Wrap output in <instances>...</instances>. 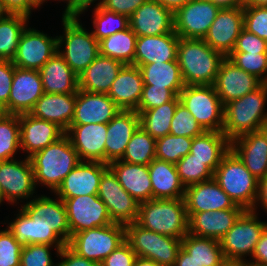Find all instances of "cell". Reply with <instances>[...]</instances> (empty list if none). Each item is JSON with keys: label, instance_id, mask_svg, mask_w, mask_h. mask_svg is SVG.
Segmentation results:
<instances>
[{"label": "cell", "instance_id": "obj_48", "mask_svg": "<svg viewBox=\"0 0 267 266\" xmlns=\"http://www.w3.org/2000/svg\"><path fill=\"white\" fill-rule=\"evenodd\" d=\"M203 132V128L198 124L196 119L188 109L179 102L175 109L173 119L171 120L169 134L194 138L195 136L201 135Z\"/></svg>", "mask_w": 267, "mask_h": 266}, {"label": "cell", "instance_id": "obj_25", "mask_svg": "<svg viewBox=\"0 0 267 266\" xmlns=\"http://www.w3.org/2000/svg\"><path fill=\"white\" fill-rule=\"evenodd\" d=\"M183 199L187 213L224 210L236 206L214 178L186 187Z\"/></svg>", "mask_w": 267, "mask_h": 266}, {"label": "cell", "instance_id": "obj_40", "mask_svg": "<svg viewBox=\"0 0 267 266\" xmlns=\"http://www.w3.org/2000/svg\"><path fill=\"white\" fill-rule=\"evenodd\" d=\"M137 35L130 27L99 41V54L134 65Z\"/></svg>", "mask_w": 267, "mask_h": 266}, {"label": "cell", "instance_id": "obj_65", "mask_svg": "<svg viewBox=\"0 0 267 266\" xmlns=\"http://www.w3.org/2000/svg\"><path fill=\"white\" fill-rule=\"evenodd\" d=\"M157 3L161 4L165 8L170 9L173 13L182 7L185 3H187L190 0H153Z\"/></svg>", "mask_w": 267, "mask_h": 266}, {"label": "cell", "instance_id": "obj_23", "mask_svg": "<svg viewBox=\"0 0 267 266\" xmlns=\"http://www.w3.org/2000/svg\"><path fill=\"white\" fill-rule=\"evenodd\" d=\"M120 110L107 94L78 89L71 125L108 123Z\"/></svg>", "mask_w": 267, "mask_h": 266}, {"label": "cell", "instance_id": "obj_49", "mask_svg": "<svg viewBox=\"0 0 267 266\" xmlns=\"http://www.w3.org/2000/svg\"><path fill=\"white\" fill-rule=\"evenodd\" d=\"M227 58L240 69L267 84V54L230 53Z\"/></svg>", "mask_w": 267, "mask_h": 266}, {"label": "cell", "instance_id": "obj_30", "mask_svg": "<svg viewBox=\"0 0 267 266\" xmlns=\"http://www.w3.org/2000/svg\"><path fill=\"white\" fill-rule=\"evenodd\" d=\"M108 166L116 175L123 189L137 202L142 203L153 199L148 165L115 160L110 162Z\"/></svg>", "mask_w": 267, "mask_h": 266}, {"label": "cell", "instance_id": "obj_1", "mask_svg": "<svg viewBox=\"0 0 267 266\" xmlns=\"http://www.w3.org/2000/svg\"><path fill=\"white\" fill-rule=\"evenodd\" d=\"M224 58L203 39H179L177 62L185 85H213Z\"/></svg>", "mask_w": 267, "mask_h": 266}, {"label": "cell", "instance_id": "obj_14", "mask_svg": "<svg viewBox=\"0 0 267 266\" xmlns=\"http://www.w3.org/2000/svg\"><path fill=\"white\" fill-rule=\"evenodd\" d=\"M58 52L57 36L50 37L34 28H25L12 63L20 69L40 70Z\"/></svg>", "mask_w": 267, "mask_h": 266}, {"label": "cell", "instance_id": "obj_24", "mask_svg": "<svg viewBox=\"0 0 267 266\" xmlns=\"http://www.w3.org/2000/svg\"><path fill=\"white\" fill-rule=\"evenodd\" d=\"M20 146L27 157L46 148L51 143L61 138L65 131L56 123L42 120L29 113L19 115Z\"/></svg>", "mask_w": 267, "mask_h": 266}, {"label": "cell", "instance_id": "obj_41", "mask_svg": "<svg viewBox=\"0 0 267 266\" xmlns=\"http://www.w3.org/2000/svg\"><path fill=\"white\" fill-rule=\"evenodd\" d=\"M179 102V96H175L171 101L159 107L146 111H136L140 117V126L154 139L169 134L171 120Z\"/></svg>", "mask_w": 267, "mask_h": 266}, {"label": "cell", "instance_id": "obj_51", "mask_svg": "<svg viewBox=\"0 0 267 266\" xmlns=\"http://www.w3.org/2000/svg\"><path fill=\"white\" fill-rule=\"evenodd\" d=\"M22 246L5 228L0 231V266H20Z\"/></svg>", "mask_w": 267, "mask_h": 266}, {"label": "cell", "instance_id": "obj_22", "mask_svg": "<svg viewBox=\"0 0 267 266\" xmlns=\"http://www.w3.org/2000/svg\"><path fill=\"white\" fill-rule=\"evenodd\" d=\"M174 13L153 0H147L129 17V27L137 35L157 36L174 30Z\"/></svg>", "mask_w": 267, "mask_h": 266}, {"label": "cell", "instance_id": "obj_58", "mask_svg": "<svg viewBox=\"0 0 267 266\" xmlns=\"http://www.w3.org/2000/svg\"><path fill=\"white\" fill-rule=\"evenodd\" d=\"M58 256L63 260L60 263H57V266H100L97 262L79 256L67 245L62 247Z\"/></svg>", "mask_w": 267, "mask_h": 266}, {"label": "cell", "instance_id": "obj_2", "mask_svg": "<svg viewBox=\"0 0 267 266\" xmlns=\"http://www.w3.org/2000/svg\"><path fill=\"white\" fill-rule=\"evenodd\" d=\"M267 101V84L245 96L224 105L223 133L231 142L239 136L261 130L267 118L265 104Z\"/></svg>", "mask_w": 267, "mask_h": 266}, {"label": "cell", "instance_id": "obj_64", "mask_svg": "<svg viewBox=\"0 0 267 266\" xmlns=\"http://www.w3.org/2000/svg\"><path fill=\"white\" fill-rule=\"evenodd\" d=\"M220 9L244 7L245 0H210Z\"/></svg>", "mask_w": 267, "mask_h": 266}, {"label": "cell", "instance_id": "obj_5", "mask_svg": "<svg viewBox=\"0 0 267 266\" xmlns=\"http://www.w3.org/2000/svg\"><path fill=\"white\" fill-rule=\"evenodd\" d=\"M213 178L236 205L244 210L254 208L258 179L231 149L222 157Z\"/></svg>", "mask_w": 267, "mask_h": 266}, {"label": "cell", "instance_id": "obj_52", "mask_svg": "<svg viewBox=\"0 0 267 266\" xmlns=\"http://www.w3.org/2000/svg\"><path fill=\"white\" fill-rule=\"evenodd\" d=\"M51 245L29 244L22 247L20 266H57L54 265L51 253Z\"/></svg>", "mask_w": 267, "mask_h": 266}, {"label": "cell", "instance_id": "obj_21", "mask_svg": "<svg viewBox=\"0 0 267 266\" xmlns=\"http://www.w3.org/2000/svg\"><path fill=\"white\" fill-rule=\"evenodd\" d=\"M65 134L77 151L80 161L105 163L107 123L70 125Z\"/></svg>", "mask_w": 267, "mask_h": 266}, {"label": "cell", "instance_id": "obj_61", "mask_svg": "<svg viewBox=\"0 0 267 266\" xmlns=\"http://www.w3.org/2000/svg\"><path fill=\"white\" fill-rule=\"evenodd\" d=\"M97 0H77L66 12L63 13L62 16L69 18H79L80 14L85 12L87 8ZM105 0H100L98 4H96L95 8L102 7Z\"/></svg>", "mask_w": 267, "mask_h": 266}, {"label": "cell", "instance_id": "obj_20", "mask_svg": "<svg viewBox=\"0 0 267 266\" xmlns=\"http://www.w3.org/2000/svg\"><path fill=\"white\" fill-rule=\"evenodd\" d=\"M243 29V7L220 9L204 41L227 57Z\"/></svg>", "mask_w": 267, "mask_h": 266}, {"label": "cell", "instance_id": "obj_19", "mask_svg": "<svg viewBox=\"0 0 267 266\" xmlns=\"http://www.w3.org/2000/svg\"><path fill=\"white\" fill-rule=\"evenodd\" d=\"M108 168L102 162L80 161L54 193L58 198L98 195L101 176Z\"/></svg>", "mask_w": 267, "mask_h": 266}, {"label": "cell", "instance_id": "obj_71", "mask_svg": "<svg viewBox=\"0 0 267 266\" xmlns=\"http://www.w3.org/2000/svg\"><path fill=\"white\" fill-rule=\"evenodd\" d=\"M261 130L263 131V133L266 135L267 137V118L266 120L263 122V125L261 127Z\"/></svg>", "mask_w": 267, "mask_h": 266}, {"label": "cell", "instance_id": "obj_29", "mask_svg": "<svg viewBox=\"0 0 267 266\" xmlns=\"http://www.w3.org/2000/svg\"><path fill=\"white\" fill-rule=\"evenodd\" d=\"M179 39L174 30L157 36L137 37L134 66L177 61Z\"/></svg>", "mask_w": 267, "mask_h": 266}, {"label": "cell", "instance_id": "obj_11", "mask_svg": "<svg viewBox=\"0 0 267 266\" xmlns=\"http://www.w3.org/2000/svg\"><path fill=\"white\" fill-rule=\"evenodd\" d=\"M219 10L210 0H190L174 12V31L180 38L204 39Z\"/></svg>", "mask_w": 267, "mask_h": 266}, {"label": "cell", "instance_id": "obj_38", "mask_svg": "<svg viewBox=\"0 0 267 266\" xmlns=\"http://www.w3.org/2000/svg\"><path fill=\"white\" fill-rule=\"evenodd\" d=\"M139 69L144 85L170 89L176 96L185 86L177 61L145 64Z\"/></svg>", "mask_w": 267, "mask_h": 266}, {"label": "cell", "instance_id": "obj_10", "mask_svg": "<svg viewBox=\"0 0 267 266\" xmlns=\"http://www.w3.org/2000/svg\"><path fill=\"white\" fill-rule=\"evenodd\" d=\"M253 210H244L228 232L219 240L226 260H242L252 256L261 233L267 227L266 222L258 220Z\"/></svg>", "mask_w": 267, "mask_h": 266}, {"label": "cell", "instance_id": "obj_37", "mask_svg": "<svg viewBox=\"0 0 267 266\" xmlns=\"http://www.w3.org/2000/svg\"><path fill=\"white\" fill-rule=\"evenodd\" d=\"M230 150V141L223 132L204 131L192 140L190 152L194 158L205 161L215 172L222 157Z\"/></svg>", "mask_w": 267, "mask_h": 266}, {"label": "cell", "instance_id": "obj_27", "mask_svg": "<svg viewBox=\"0 0 267 266\" xmlns=\"http://www.w3.org/2000/svg\"><path fill=\"white\" fill-rule=\"evenodd\" d=\"M244 209L236 205L231 209L205 211L200 213H187L188 233L199 237L220 240Z\"/></svg>", "mask_w": 267, "mask_h": 266}, {"label": "cell", "instance_id": "obj_60", "mask_svg": "<svg viewBox=\"0 0 267 266\" xmlns=\"http://www.w3.org/2000/svg\"><path fill=\"white\" fill-rule=\"evenodd\" d=\"M251 258H253L255 261L250 260L248 262L249 264L267 265V227L261 233Z\"/></svg>", "mask_w": 267, "mask_h": 266}, {"label": "cell", "instance_id": "obj_15", "mask_svg": "<svg viewBox=\"0 0 267 266\" xmlns=\"http://www.w3.org/2000/svg\"><path fill=\"white\" fill-rule=\"evenodd\" d=\"M36 189L33 166L30 158L18 161L15 158L0 161V190L3 201L14 203L32 198Z\"/></svg>", "mask_w": 267, "mask_h": 266}, {"label": "cell", "instance_id": "obj_54", "mask_svg": "<svg viewBox=\"0 0 267 266\" xmlns=\"http://www.w3.org/2000/svg\"><path fill=\"white\" fill-rule=\"evenodd\" d=\"M231 53L267 54V42L243 28Z\"/></svg>", "mask_w": 267, "mask_h": 266}, {"label": "cell", "instance_id": "obj_34", "mask_svg": "<svg viewBox=\"0 0 267 266\" xmlns=\"http://www.w3.org/2000/svg\"><path fill=\"white\" fill-rule=\"evenodd\" d=\"M124 64L99 54L79 76V90L108 94Z\"/></svg>", "mask_w": 267, "mask_h": 266}, {"label": "cell", "instance_id": "obj_12", "mask_svg": "<svg viewBox=\"0 0 267 266\" xmlns=\"http://www.w3.org/2000/svg\"><path fill=\"white\" fill-rule=\"evenodd\" d=\"M98 197L113 223L127 225L137 221L140 203L123 189L110 168L101 176Z\"/></svg>", "mask_w": 267, "mask_h": 266}, {"label": "cell", "instance_id": "obj_6", "mask_svg": "<svg viewBox=\"0 0 267 266\" xmlns=\"http://www.w3.org/2000/svg\"><path fill=\"white\" fill-rule=\"evenodd\" d=\"M62 23L64 33L57 36L58 53L79 77L99 55V42L82 27L78 18L62 16Z\"/></svg>", "mask_w": 267, "mask_h": 266}, {"label": "cell", "instance_id": "obj_42", "mask_svg": "<svg viewBox=\"0 0 267 266\" xmlns=\"http://www.w3.org/2000/svg\"><path fill=\"white\" fill-rule=\"evenodd\" d=\"M28 19L19 14H8L0 19V60H13Z\"/></svg>", "mask_w": 267, "mask_h": 266}, {"label": "cell", "instance_id": "obj_75", "mask_svg": "<svg viewBox=\"0 0 267 266\" xmlns=\"http://www.w3.org/2000/svg\"><path fill=\"white\" fill-rule=\"evenodd\" d=\"M3 114H4V111H3V109H2L1 106H0V117H1Z\"/></svg>", "mask_w": 267, "mask_h": 266}, {"label": "cell", "instance_id": "obj_72", "mask_svg": "<svg viewBox=\"0 0 267 266\" xmlns=\"http://www.w3.org/2000/svg\"><path fill=\"white\" fill-rule=\"evenodd\" d=\"M38 7L45 2V0H32Z\"/></svg>", "mask_w": 267, "mask_h": 266}, {"label": "cell", "instance_id": "obj_3", "mask_svg": "<svg viewBox=\"0 0 267 266\" xmlns=\"http://www.w3.org/2000/svg\"><path fill=\"white\" fill-rule=\"evenodd\" d=\"M29 158L36 185L43 184L53 192L80 162L77 151L66 134Z\"/></svg>", "mask_w": 267, "mask_h": 266}, {"label": "cell", "instance_id": "obj_16", "mask_svg": "<svg viewBox=\"0 0 267 266\" xmlns=\"http://www.w3.org/2000/svg\"><path fill=\"white\" fill-rule=\"evenodd\" d=\"M7 229L22 246L29 244L55 245L57 255L66 244L48 227L42 217L34 214L26 205H21L16 219L9 223Z\"/></svg>", "mask_w": 267, "mask_h": 266}, {"label": "cell", "instance_id": "obj_32", "mask_svg": "<svg viewBox=\"0 0 267 266\" xmlns=\"http://www.w3.org/2000/svg\"><path fill=\"white\" fill-rule=\"evenodd\" d=\"M44 93L76 94L79 77L56 52L39 70Z\"/></svg>", "mask_w": 267, "mask_h": 266}, {"label": "cell", "instance_id": "obj_13", "mask_svg": "<svg viewBox=\"0 0 267 266\" xmlns=\"http://www.w3.org/2000/svg\"><path fill=\"white\" fill-rule=\"evenodd\" d=\"M64 202L71 235L86 229L112 224L106 205L98 195L61 198Z\"/></svg>", "mask_w": 267, "mask_h": 266}, {"label": "cell", "instance_id": "obj_74", "mask_svg": "<svg viewBox=\"0 0 267 266\" xmlns=\"http://www.w3.org/2000/svg\"><path fill=\"white\" fill-rule=\"evenodd\" d=\"M250 266H267V265H261V264H249Z\"/></svg>", "mask_w": 267, "mask_h": 266}, {"label": "cell", "instance_id": "obj_63", "mask_svg": "<svg viewBox=\"0 0 267 266\" xmlns=\"http://www.w3.org/2000/svg\"><path fill=\"white\" fill-rule=\"evenodd\" d=\"M174 266H201L197 261L192 258L182 248L179 250L177 259L175 260Z\"/></svg>", "mask_w": 267, "mask_h": 266}, {"label": "cell", "instance_id": "obj_7", "mask_svg": "<svg viewBox=\"0 0 267 266\" xmlns=\"http://www.w3.org/2000/svg\"><path fill=\"white\" fill-rule=\"evenodd\" d=\"M125 240L137 257L153 260L160 266H174L182 239L144 229L136 222L125 225Z\"/></svg>", "mask_w": 267, "mask_h": 266}, {"label": "cell", "instance_id": "obj_67", "mask_svg": "<svg viewBox=\"0 0 267 266\" xmlns=\"http://www.w3.org/2000/svg\"><path fill=\"white\" fill-rule=\"evenodd\" d=\"M244 7H267V0H245Z\"/></svg>", "mask_w": 267, "mask_h": 266}, {"label": "cell", "instance_id": "obj_66", "mask_svg": "<svg viewBox=\"0 0 267 266\" xmlns=\"http://www.w3.org/2000/svg\"><path fill=\"white\" fill-rule=\"evenodd\" d=\"M133 266H160L153 260L137 257Z\"/></svg>", "mask_w": 267, "mask_h": 266}, {"label": "cell", "instance_id": "obj_26", "mask_svg": "<svg viewBox=\"0 0 267 266\" xmlns=\"http://www.w3.org/2000/svg\"><path fill=\"white\" fill-rule=\"evenodd\" d=\"M139 126L140 117L135 110H120L107 123L105 164L122 158L128 142Z\"/></svg>", "mask_w": 267, "mask_h": 266}, {"label": "cell", "instance_id": "obj_50", "mask_svg": "<svg viewBox=\"0 0 267 266\" xmlns=\"http://www.w3.org/2000/svg\"><path fill=\"white\" fill-rule=\"evenodd\" d=\"M243 28L267 42V7H243Z\"/></svg>", "mask_w": 267, "mask_h": 266}, {"label": "cell", "instance_id": "obj_59", "mask_svg": "<svg viewBox=\"0 0 267 266\" xmlns=\"http://www.w3.org/2000/svg\"><path fill=\"white\" fill-rule=\"evenodd\" d=\"M8 14H19L30 17L31 10L38 6L32 0H1ZM33 8V9H32Z\"/></svg>", "mask_w": 267, "mask_h": 266}, {"label": "cell", "instance_id": "obj_33", "mask_svg": "<svg viewBox=\"0 0 267 266\" xmlns=\"http://www.w3.org/2000/svg\"><path fill=\"white\" fill-rule=\"evenodd\" d=\"M76 94L44 93L29 114L56 123L66 131L74 116Z\"/></svg>", "mask_w": 267, "mask_h": 266}, {"label": "cell", "instance_id": "obj_36", "mask_svg": "<svg viewBox=\"0 0 267 266\" xmlns=\"http://www.w3.org/2000/svg\"><path fill=\"white\" fill-rule=\"evenodd\" d=\"M34 214L42 217L49 228L67 245L70 240V229L64 202L61 198L39 196L25 204Z\"/></svg>", "mask_w": 267, "mask_h": 266}, {"label": "cell", "instance_id": "obj_70", "mask_svg": "<svg viewBox=\"0 0 267 266\" xmlns=\"http://www.w3.org/2000/svg\"><path fill=\"white\" fill-rule=\"evenodd\" d=\"M45 1H47V0H45ZM62 1H67V3H66L67 5H66L65 11H64V12H66L77 0H62Z\"/></svg>", "mask_w": 267, "mask_h": 266}, {"label": "cell", "instance_id": "obj_31", "mask_svg": "<svg viewBox=\"0 0 267 266\" xmlns=\"http://www.w3.org/2000/svg\"><path fill=\"white\" fill-rule=\"evenodd\" d=\"M143 85L139 67L124 65L107 95L121 110H136L142 97Z\"/></svg>", "mask_w": 267, "mask_h": 266}, {"label": "cell", "instance_id": "obj_46", "mask_svg": "<svg viewBox=\"0 0 267 266\" xmlns=\"http://www.w3.org/2000/svg\"><path fill=\"white\" fill-rule=\"evenodd\" d=\"M193 138L167 134L156 139V158L176 164L190 152Z\"/></svg>", "mask_w": 267, "mask_h": 266}, {"label": "cell", "instance_id": "obj_57", "mask_svg": "<svg viewBox=\"0 0 267 266\" xmlns=\"http://www.w3.org/2000/svg\"><path fill=\"white\" fill-rule=\"evenodd\" d=\"M147 0H105L103 8L130 17Z\"/></svg>", "mask_w": 267, "mask_h": 266}, {"label": "cell", "instance_id": "obj_55", "mask_svg": "<svg viewBox=\"0 0 267 266\" xmlns=\"http://www.w3.org/2000/svg\"><path fill=\"white\" fill-rule=\"evenodd\" d=\"M136 258V253L125 240L102 261L100 266H133Z\"/></svg>", "mask_w": 267, "mask_h": 266}, {"label": "cell", "instance_id": "obj_68", "mask_svg": "<svg viewBox=\"0 0 267 266\" xmlns=\"http://www.w3.org/2000/svg\"><path fill=\"white\" fill-rule=\"evenodd\" d=\"M220 266H250L248 260H225Z\"/></svg>", "mask_w": 267, "mask_h": 266}, {"label": "cell", "instance_id": "obj_56", "mask_svg": "<svg viewBox=\"0 0 267 266\" xmlns=\"http://www.w3.org/2000/svg\"><path fill=\"white\" fill-rule=\"evenodd\" d=\"M13 75L12 61L0 60V106L2 109L8 104Z\"/></svg>", "mask_w": 267, "mask_h": 266}, {"label": "cell", "instance_id": "obj_17", "mask_svg": "<svg viewBox=\"0 0 267 266\" xmlns=\"http://www.w3.org/2000/svg\"><path fill=\"white\" fill-rule=\"evenodd\" d=\"M44 94L39 70L20 69L14 66L11 92L4 114L30 113Z\"/></svg>", "mask_w": 267, "mask_h": 266}, {"label": "cell", "instance_id": "obj_73", "mask_svg": "<svg viewBox=\"0 0 267 266\" xmlns=\"http://www.w3.org/2000/svg\"><path fill=\"white\" fill-rule=\"evenodd\" d=\"M2 202H3V195H2L1 190H0V204H2Z\"/></svg>", "mask_w": 267, "mask_h": 266}, {"label": "cell", "instance_id": "obj_28", "mask_svg": "<svg viewBox=\"0 0 267 266\" xmlns=\"http://www.w3.org/2000/svg\"><path fill=\"white\" fill-rule=\"evenodd\" d=\"M230 149L258 180L267 175V137L262 130L232 140Z\"/></svg>", "mask_w": 267, "mask_h": 266}, {"label": "cell", "instance_id": "obj_62", "mask_svg": "<svg viewBox=\"0 0 267 266\" xmlns=\"http://www.w3.org/2000/svg\"><path fill=\"white\" fill-rule=\"evenodd\" d=\"M259 203L263 206V209L267 211V175L258 180L257 197L254 208L252 209L253 211L256 212Z\"/></svg>", "mask_w": 267, "mask_h": 266}, {"label": "cell", "instance_id": "obj_43", "mask_svg": "<svg viewBox=\"0 0 267 266\" xmlns=\"http://www.w3.org/2000/svg\"><path fill=\"white\" fill-rule=\"evenodd\" d=\"M155 148L156 139L139 126L120 160L131 164L149 165L156 158Z\"/></svg>", "mask_w": 267, "mask_h": 266}, {"label": "cell", "instance_id": "obj_9", "mask_svg": "<svg viewBox=\"0 0 267 266\" xmlns=\"http://www.w3.org/2000/svg\"><path fill=\"white\" fill-rule=\"evenodd\" d=\"M178 96L204 131H223L224 105L213 85H185Z\"/></svg>", "mask_w": 267, "mask_h": 266}, {"label": "cell", "instance_id": "obj_53", "mask_svg": "<svg viewBox=\"0 0 267 266\" xmlns=\"http://www.w3.org/2000/svg\"><path fill=\"white\" fill-rule=\"evenodd\" d=\"M176 95L167 88L143 85L142 97L135 111H146L171 101Z\"/></svg>", "mask_w": 267, "mask_h": 266}, {"label": "cell", "instance_id": "obj_39", "mask_svg": "<svg viewBox=\"0 0 267 266\" xmlns=\"http://www.w3.org/2000/svg\"><path fill=\"white\" fill-rule=\"evenodd\" d=\"M181 248L201 266H220L226 260L220 242L216 239L187 233L182 238Z\"/></svg>", "mask_w": 267, "mask_h": 266}, {"label": "cell", "instance_id": "obj_44", "mask_svg": "<svg viewBox=\"0 0 267 266\" xmlns=\"http://www.w3.org/2000/svg\"><path fill=\"white\" fill-rule=\"evenodd\" d=\"M20 146L19 115L3 114L0 117V161L14 159Z\"/></svg>", "mask_w": 267, "mask_h": 266}, {"label": "cell", "instance_id": "obj_8", "mask_svg": "<svg viewBox=\"0 0 267 266\" xmlns=\"http://www.w3.org/2000/svg\"><path fill=\"white\" fill-rule=\"evenodd\" d=\"M124 241L125 225L112 223L71 235L67 246L79 256L100 265Z\"/></svg>", "mask_w": 267, "mask_h": 266}, {"label": "cell", "instance_id": "obj_45", "mask_svg": "<svg viewBox=\"0 0 267 266\" xmlns=\"http://www.w3.org/2000/svg\"><path fill=\"white\" fill-rule=\"evenodd\" d=\"M93 15L95 29L92 33L98 42L129 27V17L108 11L103 7L95 8Z\"/></svg>", "mask_w": 267, "mask_h": 266}, {"label": "cell", "instance_id": "obj_18", "mask_svg": "<svg viewBox=\"0 0 267 266\" xmlns=\"http://www.w3.org/2000/svg\"><path fill=\"white\" fill-rule=\"evenodd\" d=\"M262 84L256 76L240 69L225 57L219 66L213 87L225 105L258 89Z\"/></svg>", "mask_w": 267, "mask_h": 266}, {"label": "cell", "instance_id": "obj_4", "mask_svg": "<svg viewBox=\"0 0 267 266\" xmlns=\"http://www.w3.org/2000/svg\"><path fill=\"white\" fill-rule=\"evenodd\" d=\"M188 219L183 198L151 199L139 204L136 223L144 229L182 239L188 233Z\"/></svg>", "mask_w": 267, "mask_h": 266}, {"label": "cell", "instance_id": "obj_69", "mask_svg": "<svg viewBox=\"0 0 267 266\" xmlns=\"http://www.w3.org/2000/svg\"><path fill=\"white\" fill-rule=\"evenodd\" d=\"M8 15V12L5 10L4 5L2 1L0 0V19L6 17Z\"/></svg>", "mask_w": 267, "mask_h": 266}, {"label": "cell", "instance_id": "obj_35", "mask_svg": "<svg viewBox=\"0 0 267 266\" xmlns=\"http://www.w3.org/2000/svg\"><path fill=\"white\" fill-rule=\"evenodd\" d=\"M153 199L184 198L182 184L175 164L155 158L148 165Z\"/></svg>", "mask_w": 267, "mask_h": 266}, {"label": "cell", "instance_id": "obj_47", "mask_svg": "<svg viewBox=\"0 0 267 266\" xmlns=\"http://www.w3.org/2000/svg\"><path fill=\"white\" fill-rule=\"evenodd\" d=\"M175 165L185 188L214 177V172L205 164V161L194 158L191 153L182 157Z\"/></svg>", "mask_w": 267, "mask_h": 266}]
</instances>
